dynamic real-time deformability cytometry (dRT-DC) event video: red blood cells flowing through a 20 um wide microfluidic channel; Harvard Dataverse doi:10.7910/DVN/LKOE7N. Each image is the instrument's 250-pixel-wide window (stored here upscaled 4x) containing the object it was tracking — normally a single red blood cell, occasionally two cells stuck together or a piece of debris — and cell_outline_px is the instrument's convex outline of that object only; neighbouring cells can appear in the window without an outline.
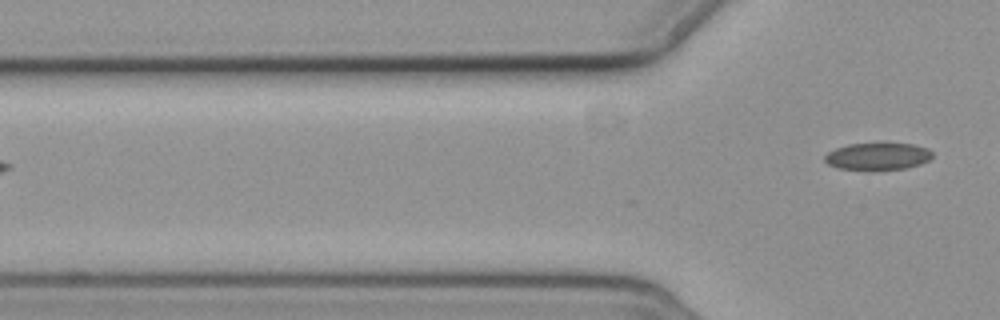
{"species": "common noctule bat (a hibernating species)", "species_latin": "Nyctalus noctula", "temperature_condition": "cold", "stored_images_in_passage": 3, "segment_of_instrument_passage": [2, 2], "camera_frame_rate_fps": 3000, "um_per_image_px": 0.085, "animal": {"sex": "female", "body_mass_g": 19.3, "forearm_length_mm": 54.1}, "frame": {"image": 1, "passage_image": 3, "time_ms": 2.333, "image_size_px": [1000, 320], "cell_outline_px": [[932, 156], [928, 160], [920, 164], [904, 168], [836, 168], [828, 164], [824, 160], [824, 156], [828, 152], [836, 148], [848, 144], [912, 144], [928, 148], [932, 152]], "centroid_in_image_um": [74.59, 13.26], "position_along_channel_um": 51.2, "area_um2": 16.36}}